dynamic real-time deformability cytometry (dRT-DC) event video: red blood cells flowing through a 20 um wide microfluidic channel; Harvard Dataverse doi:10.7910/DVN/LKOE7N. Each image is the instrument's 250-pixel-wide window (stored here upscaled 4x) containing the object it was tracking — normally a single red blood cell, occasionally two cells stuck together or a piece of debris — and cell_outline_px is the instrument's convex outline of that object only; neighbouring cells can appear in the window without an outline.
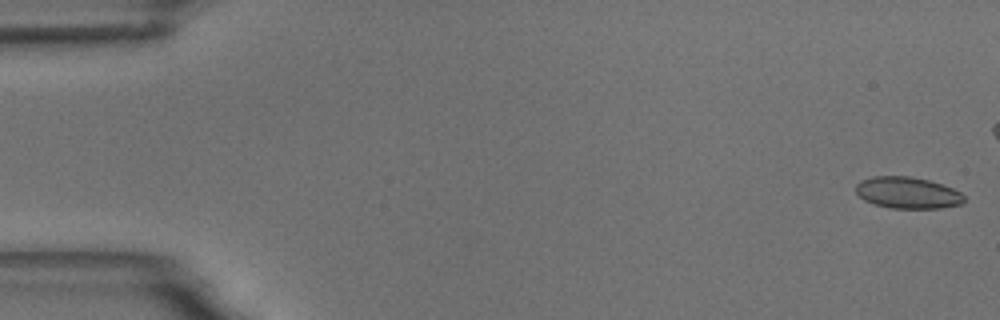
{"species": "common noctule bat (a hibernating species)", "species_latin": "Nyctalus noctula", "temperature_condition": "room temperature", "stored_images_in_passage": 47, "camera_frame_rate_fps": 3000, "um_per_image_px": 0.085, "animal": {"sex": "male", "body_mass_g": 18.8}, "frame": {"image": 1, "passage_image": 1, "time_ms": 0.0, "image_size_px": [1000, 320], "cell_outline_px": [[964, 204], [940, 208], [892, 208], [872, 204], [864, 200], [856, 192], [856, 184], [860, 180], [872, 176], [908, 176], [928, 180], [952, 188], [960, 192], [964, 196]], "centroid_in_image_um": [77.13, 16.39], "position_along_channel_um": 7.9, "area_um2": 19.94}}
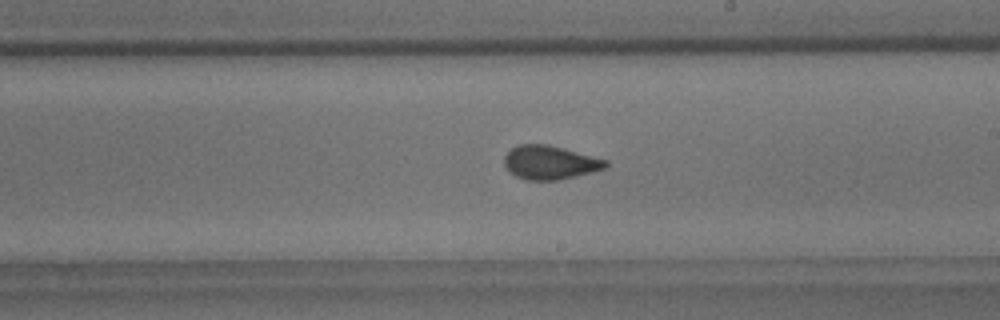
{"frame": {"image": 2, "passage_image": 33, "time_ms": 10.667, "image_size_px": [1000, 320], "cell_outline_px": [[608, 168], [560, 180], [528, 180], [516, 176], [508, 172], [504, 164], [504, 156], [516, 144], [548, 144], [564, 148], [608, 160]], "centroid_in_image_um": [46.75, 13.81], "position_along_channel_um": 242.2, "area_um2": 20.17}}
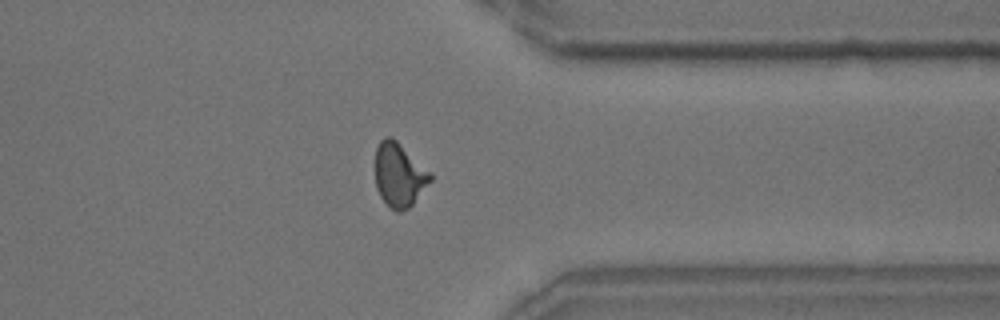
{"frame": {"image": 3, "passage_image": 45, "time_ms": 14.667, "image_size_px": [1000, 320], "cell_outline_px": [[432, 180], [412, 204], [408, 208], [400, 212], [396, 212], [388, 208], [380, 196], [376, 188], [376, 148], [380, 140], [384, 136], [392, 136], [432, 172]], "centroid_in_image_um": [33.93, 14.86], "position_along_channel_um": 377.5, "area_um2": 20.81}}